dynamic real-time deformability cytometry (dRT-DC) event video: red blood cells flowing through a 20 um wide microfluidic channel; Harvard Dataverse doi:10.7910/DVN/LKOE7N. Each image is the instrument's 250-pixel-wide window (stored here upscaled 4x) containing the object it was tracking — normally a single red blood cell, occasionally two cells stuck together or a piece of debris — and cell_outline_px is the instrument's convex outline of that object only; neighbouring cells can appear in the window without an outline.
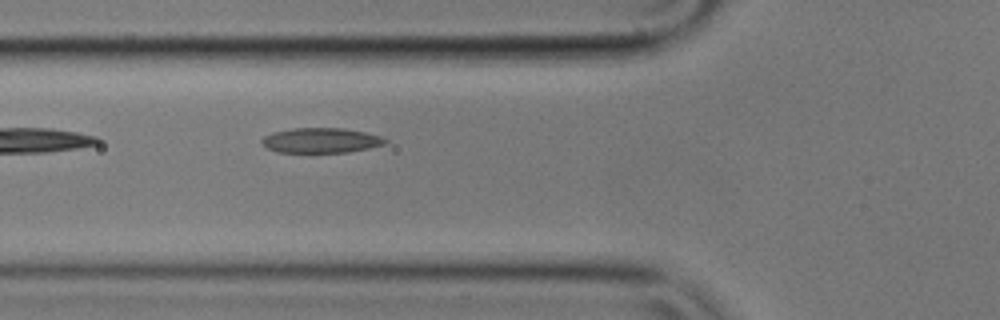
{"species": "common noctule bat (a hibernating species)", "species_latin": "Nyctalus noctula", "temperature_condition": "cold", "stored_images_in_passage": 5, "camera_frame_rate_fps": 3000, "um_per_image_px": 0.085, "animal": {"sex": "male", "body_mass_g": 17.9}, "frame": {"image": 1, "passage_image": 5, "time_ms": 1.333, "image_size_px": [1000, 320], "cell_outline_px": [[388, 140], [384, 144], [368, 148], [348, 152], [276, 152], [260, 144], [260, 140], [264, 136], [272, 132], [292, 128], [344, 128], [364, 132], [380, 136]], "centroid_in_image_um": [27.23, 11.93], "position_along_channel_um": 98.6, "area_um2": 17.98}}